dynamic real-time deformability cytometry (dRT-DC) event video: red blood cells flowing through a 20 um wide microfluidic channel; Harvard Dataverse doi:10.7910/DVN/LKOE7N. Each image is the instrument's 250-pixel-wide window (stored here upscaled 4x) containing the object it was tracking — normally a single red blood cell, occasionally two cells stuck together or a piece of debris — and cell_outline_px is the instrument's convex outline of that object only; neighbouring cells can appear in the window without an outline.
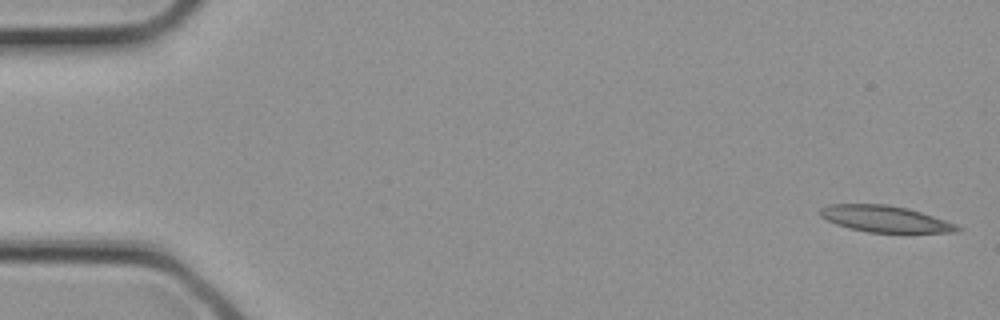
{"species": "common noctule bat (a hibernating species)", "species_latin": "Nyctalus noctula", "temperature_condition": "cold", "stored_images_in_passage": 2, "camera_frame_rate_fps": 3000, "um_per_image_px": 0.085, "animal": {"sex": "female", "body_mass_g": 21.9}, "frame": {"image": 1, "passage_image": 2, "time_ms": 0.333, "image_size_px": [1000, 320], "cell_outline_px": [[964, 228], [960, 232], [868, 232], [848, 228], [836, 224], [820, 216], [820, 208], [828, 204], [888, 204], [908, 208], [956, 224]], "centroid_in_image_um": [75.23, 18.6], "position_along_channel_um": 9.8, "area_um2": 21.04}}